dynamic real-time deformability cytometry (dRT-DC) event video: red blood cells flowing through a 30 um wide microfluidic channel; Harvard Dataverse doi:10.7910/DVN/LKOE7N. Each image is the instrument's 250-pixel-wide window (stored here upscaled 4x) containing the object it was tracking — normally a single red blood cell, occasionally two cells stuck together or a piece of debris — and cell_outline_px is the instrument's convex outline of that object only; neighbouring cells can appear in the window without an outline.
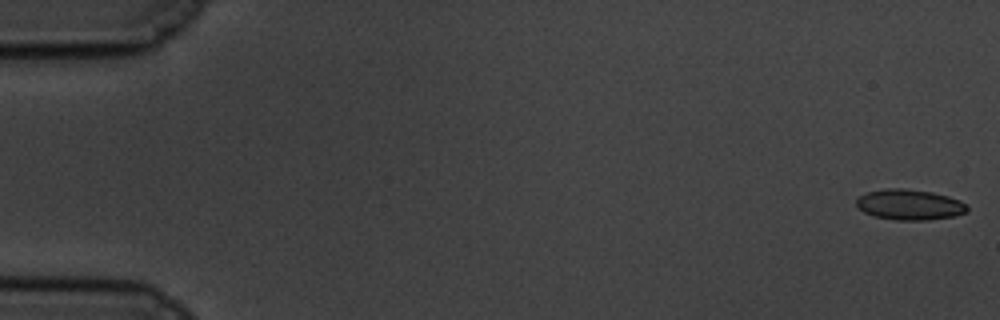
{"species": "common noctule bat (a hibernating species)", "species_latin": "Nyctalus noctula", "temperature_condition": "cold", "stored_images_in_passage": 58, "camera_frame_rate_fps": 3000, "um_per_image_px": 0.085, "animal": {"sex": "male", "body_mass_g": 19.5, "forearm_length_mm": 54.6}, "frame": {"image": 1, "passage_image": 1, "time_ms": 0.0, "image_size_px": [1000, 320], "cell_outline_px": [[968, 212], [956, 216], [928, 220], [896, 220], [872, 216], [864, 212], [856, 204], [856, 200], [860, 196], [868, 192], [884, 188], [904, 188], [932, 192], [948, 196], [960, 200], [968, 204]], "centroid_in_image_um": [77.35, 17.4], "position_along_channel_um": 7.6, "area_um2": 19.94}}
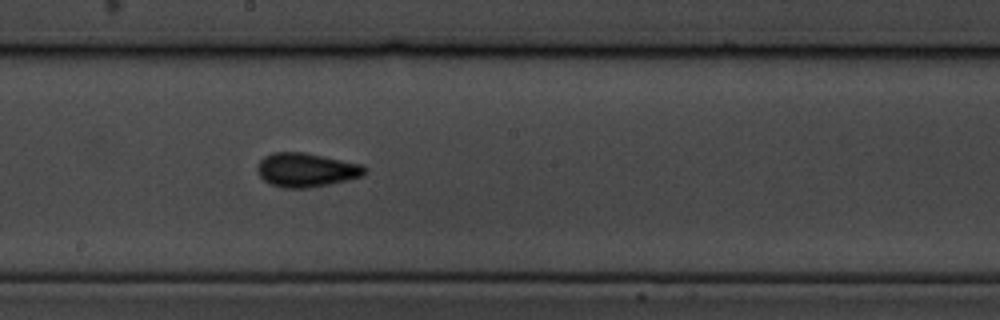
{"frame": {"image": 2, "passage_image": 32, "time_ms": 10.333, "image_size_px": [1000, 320], "cell_outline_px": [[368, 168], [364, 176], [348, 180], [308, 188], [284, 188], [272, 184], [264, 180], [260, 176], [256, 168], [260, 160], [264, 156], [272, 152], [304, 152], [360, 164]], "centroid_in_image_um": [26.03, 14.44], "position_along_channel_um": 222.2, "area_um2": 21.21}}
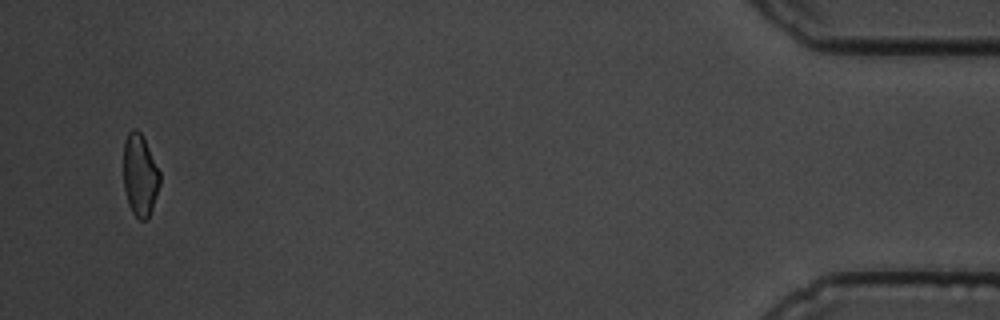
{"frame": {"image": 3, "passage_image": 56, "time_ms": 18.333, "image_size_px": [1000, 320], "cell_outline_px": [[160, 184], [148, 220], [140, 220], [132, 212], [128, 204], [124, 188], [124, 140], [128, 132], [132, 128], [136, 128], [140, 132], [160, 172]], "centroid_in_image_um": [11.89, 14.9], "position_along_channel_um": 423.3, "area_um2": 17.28}, "authors_computed_cell_mechanics": {"area_um2": 19.3052, "velocity_mm_per_s": 3.4859, "shape_relaxation_time_tau1_ms": 4.2198, "shape_relaxation_time_tau2_ms": 2.3188, "deformation_change_tau1": 0.0939, "deformation_change_tau2": 0.0725}}